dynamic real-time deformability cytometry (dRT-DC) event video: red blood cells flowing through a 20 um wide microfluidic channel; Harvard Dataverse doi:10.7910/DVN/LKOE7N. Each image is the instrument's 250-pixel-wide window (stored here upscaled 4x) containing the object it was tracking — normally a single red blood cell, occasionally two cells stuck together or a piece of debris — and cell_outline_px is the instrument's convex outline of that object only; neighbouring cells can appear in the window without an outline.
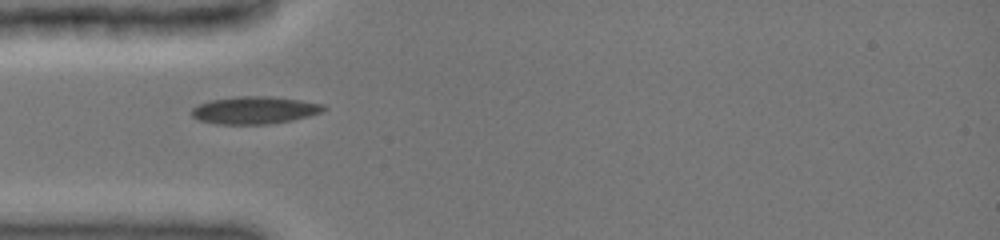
{"species": "common noctule bat (a hibernating species)", "species_latin": "Nyctalus noctula", "temperature_condition": "cold", "stored_images_in_passage": 18, "camera_frame_rate_fps": 3000, "um_per_image_px": 0.085, "animal": {"sex": "female", "body_mass_g": 19.0, "forearm_length_mm": 51.5}, "frame": {"image": 1, "passage_image": 1, "time_ms": 0.0, "image_size_px": [1000, 240], "cell_outline_px": [[328, 108], [324, 112], [292, 120], [268, 124], [216, 124], [200, 120], [192, 116], [192, 108], [208, 100], [236, 96], [272, 96], [300, 100], [324, 104]], "centroid_in_image_um": [21.67, 9.36], "position_along_channel_um": 63.3, "area_um2": 21.27}}
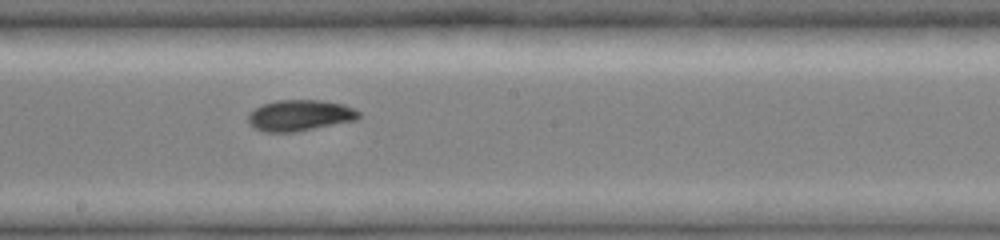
{"frame": {"image": 2, "passage_image": 7, "time_ms": 2.0, "image_size_px": [1000, 240], "cell_outline_px": [[360, 116], [356, 120], [296, 132], [264, 132], [248, 124], [248, 116], [260, 104], [276, 100], [320, 100], [344, 104], [360, 112]], "centroid_in_image_um": [25.48, 9.81], "position_along_channel_um": 222.7, "area_um2": 20.06}}
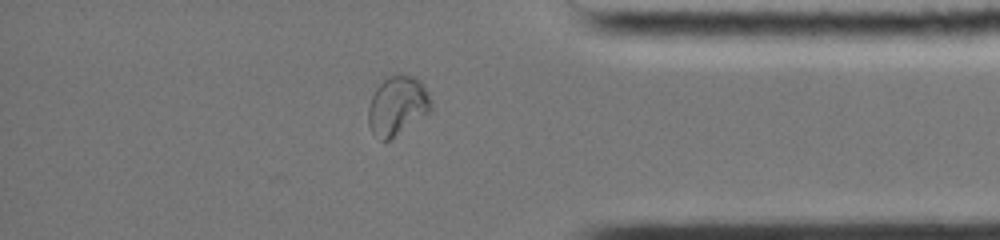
{"frame": {"image": 3, "passage_image": 18, "time_ms": 5.667, "image_size_px": [1000, 240], "cell_outline_px": [[432, 108], [428, 112], [388, 140], [380, 140], [372, 132], [368, 124], [368, 108], [372, 96], [376, 88], [388, 76], [412, 76], [420, 80], [424, 84], [432, 100]], "centroid_in_image_um": [33.77, 8.97], "position_along_channel_um": 401.4, "area_um2": 21.15}}